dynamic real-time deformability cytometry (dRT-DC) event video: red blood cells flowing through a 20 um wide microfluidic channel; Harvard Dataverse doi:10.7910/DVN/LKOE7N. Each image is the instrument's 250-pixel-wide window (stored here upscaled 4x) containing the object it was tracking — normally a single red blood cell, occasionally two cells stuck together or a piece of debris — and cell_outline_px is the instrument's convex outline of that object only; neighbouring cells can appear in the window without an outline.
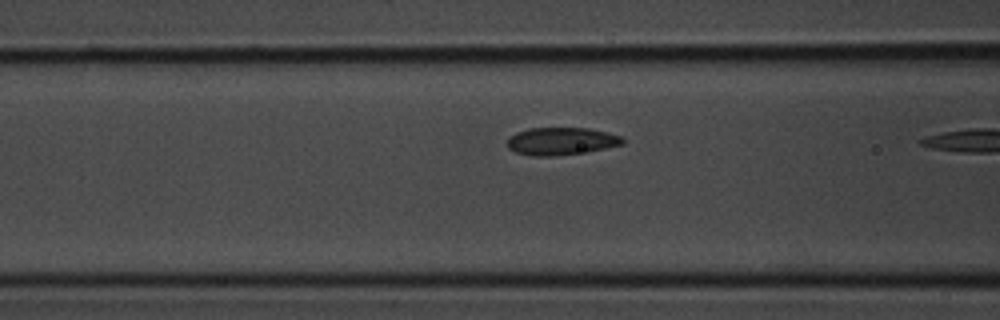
{"species": "common noctule bat (a hibernating species)", "species_latin": "Nyctalus noctula", "temperature_condition": "room temperature", "stored_images_in_passage": 10, "camera_frame_rate_fps": 3000, "um_per_image_px": 0.085, "animal": {"sex": "male", "body_mass_g": 20.1, "forearm_length_mm": 53.5}, "frame": {"image": 1, "passage_image": 9, "time_ms": 2.667, "image_size_px": [1000, 320], "cell_outline_px": [[624, 144], [604, 148], [556, 156], [532, 156], [516, 152], [508, 148], [508, 136], [516, 132], [528, 128], [588, 128], [608, 132], [620, 136], [624, 140]], "centroid_in_image_um": [47.67, 11.99], "position_along_channel_um": 118.9, "area_um2": 18.44}}